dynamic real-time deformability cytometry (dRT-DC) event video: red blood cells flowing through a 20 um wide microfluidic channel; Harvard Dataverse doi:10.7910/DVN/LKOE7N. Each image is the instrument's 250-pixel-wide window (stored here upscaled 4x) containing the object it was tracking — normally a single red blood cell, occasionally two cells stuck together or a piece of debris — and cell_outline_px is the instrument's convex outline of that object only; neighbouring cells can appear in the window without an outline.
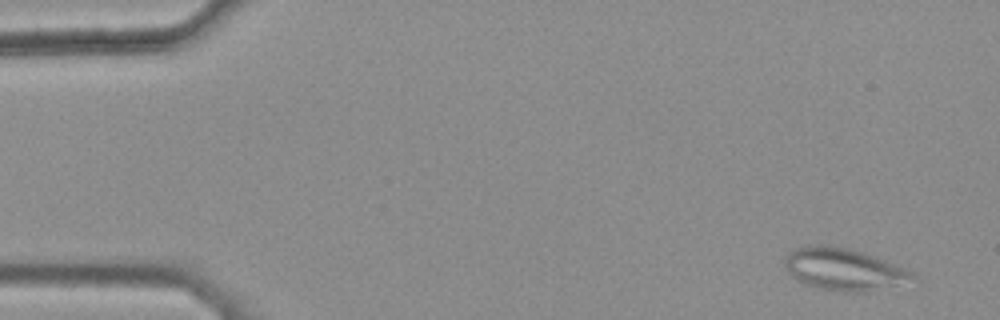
{"species": "common noctule bat (a hibernating species)", "species_latin": "Nyctalus noctula", "temperature_condition": "warm", "stored_images_in_passage": 44, "camera_frame_rate_fps": 3000, "um_per_image_px": 0.085, "animal": {"sex": "female", "body_mass_g": 25.1}, "frame": {"image": 1, "passage_image": 3, "time_ms": 0.667, "image_size_px": [1000, 320], "cell_outline_px": [[916, 280], [864, 292], [836, 292], [816, 288], [804, 284], [788, 272], [784, 268], [784, 256], [788, 252], [796, 248], [808, 244], [832, 244], [864, 252], [876, 256], [904, 268], [912, 272], [916, 276]], "centroid_in_image_um": [71.67, 22.87], "position_along_channel_um": 13.3, "area_um2": 31.85}}
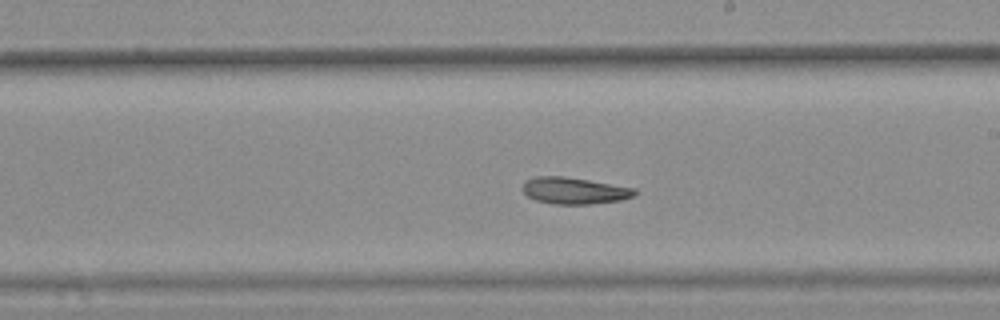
{"frame": {"image": 2, "passage_image": 30, "time_ms": 9.667, "image_size_px": [1000, 320], "cell_outline_px": [[640, 192], [636, 196], [620, 200], [592, 204], [552, 204], [536, 200], [528, 196], [520, 188], [524, 180], [536, 176], [564, 176], [636, 188]], "centroid_in_image_um": [48.82, 16.2], "position_along_channel_um": 240.2, "area_um2": 17.69}}
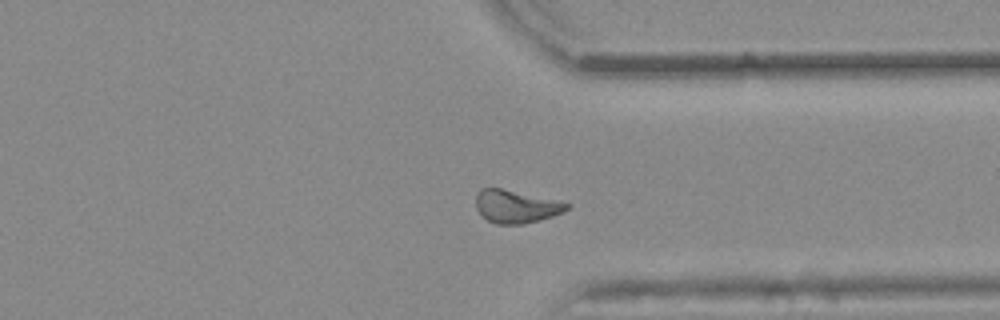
{"frame": {"image": 3, "passage_image": 40, "time_ms": 13.0, "image_size_px": [1000, 320], "cell_outline_px": [[572, 204], [564, 212], [552, 216], [520, 224], [496, 224], [488, 220], [476, 208], [476, 196], [480, 188], [500, 188], [560, 200]], "centroid_in_image_um": [43.89, 17.53], "position_along_channel_um": 367.5, "area_um2": 17.34}, "authors_computed_cell_mechanics": {"area_um2": 18.2359, "velocity_mm_per_s": 3.8222, "shape_relaxation_time_tau1_ms": null, "shape_relaxation_time_tau2_ms": 9.2641, "deformation_change_tau1": null, "deformation_change_tau2": 0.1694}}